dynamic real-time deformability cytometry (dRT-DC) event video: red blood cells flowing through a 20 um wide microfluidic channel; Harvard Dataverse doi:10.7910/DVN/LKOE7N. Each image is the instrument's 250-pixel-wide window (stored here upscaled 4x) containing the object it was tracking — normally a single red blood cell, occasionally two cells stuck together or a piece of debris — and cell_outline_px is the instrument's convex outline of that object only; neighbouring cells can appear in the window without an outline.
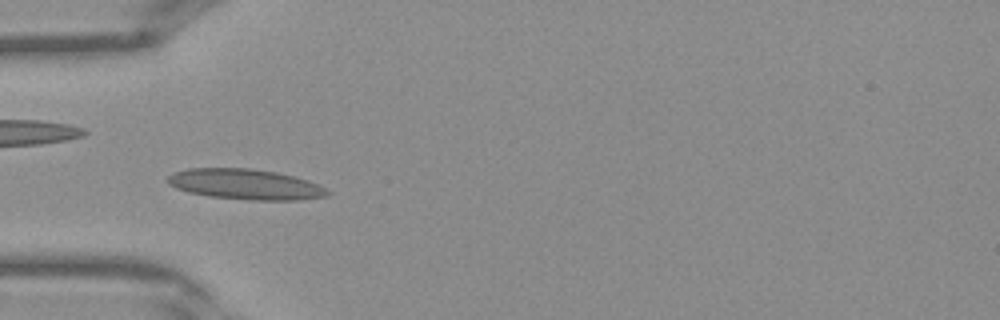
{"species": "Egyptian fruit bat (a non-hibernating species)", "species_latin": "Rousettus aegyptiacus", "temperature_condition": "warm", "stored_images_in_passage": 40, "camera_frame_rate_fps": 3000, "um_per_image_px": 0.085, "frame": {"image": 1, "passage_image": 12, "time_ms": 3.667, "image_size_px": [1000, 320], "cell_outline_px": [[332, 192], [328, 196], [300, 200], [248, 200], [208, 196], [188, 192], [176, 188], [168, 184], [164, 180], [168, 176], [176, 172], [188, 168], [252, 168], [276, 172], [308, 180], [320, 184]], "centroid_in_image_um": [20.88, 15.67], "position_along_channel_um": 64.1, "area_um2": 28.67}}
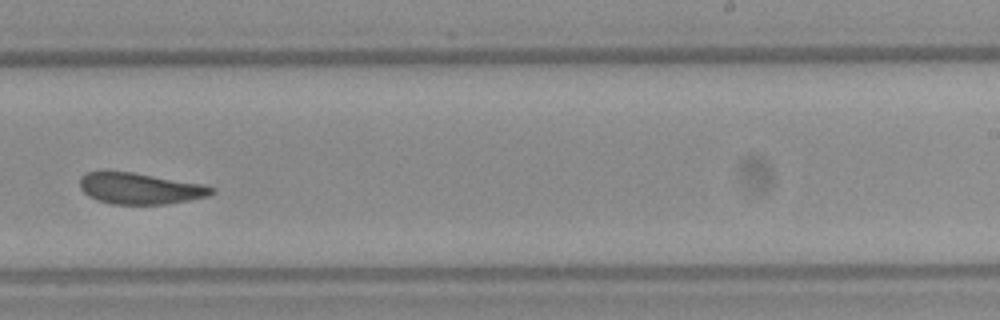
{"frame": {"image": 2, "passage_image": 25, "time_ms": 8.0, "image_size_px": [1000, 320], "cell_outline_px": [[216, 192], [208, 196], [188, 200], [164, 204], [112, 204], [96, 200], [88, 196], [80, 188], [80, 176], [88, 172], [132, 172], [200, 184], [216, 188]], "centroid_in_image_um": [11.88, 16.03], "position_along_channel_um": 277.1, "area_um2": 23.7}}
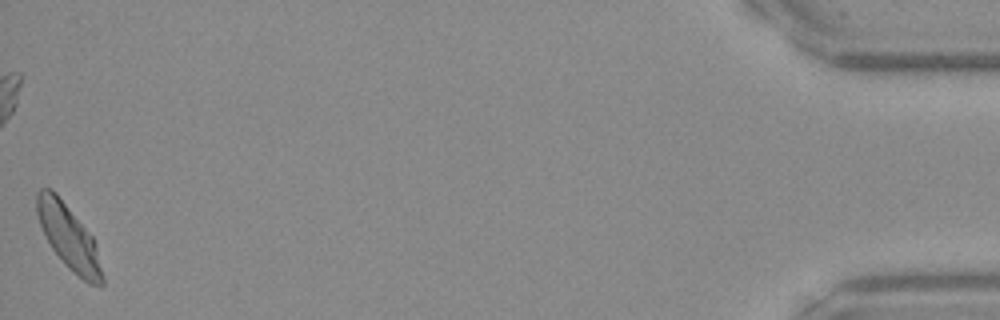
{"frame": {"image": 3, "passage_image": 40, "time_ms": 13.0, "image_size_px": [1000, 320], "cell_outline_px": [[104, 284], [88, 284], [72, 272], [64, 264], [52, 248], [40, 224], [36, 212], [36, 192], [40, 188], [52, 188], [56, 192], [92, 236], [96, 244], [104, 276]], "centroid_in_image_um": [5.85, 20.15], "position_along_channel_um": 429.4, "area_um2": 24.51}}